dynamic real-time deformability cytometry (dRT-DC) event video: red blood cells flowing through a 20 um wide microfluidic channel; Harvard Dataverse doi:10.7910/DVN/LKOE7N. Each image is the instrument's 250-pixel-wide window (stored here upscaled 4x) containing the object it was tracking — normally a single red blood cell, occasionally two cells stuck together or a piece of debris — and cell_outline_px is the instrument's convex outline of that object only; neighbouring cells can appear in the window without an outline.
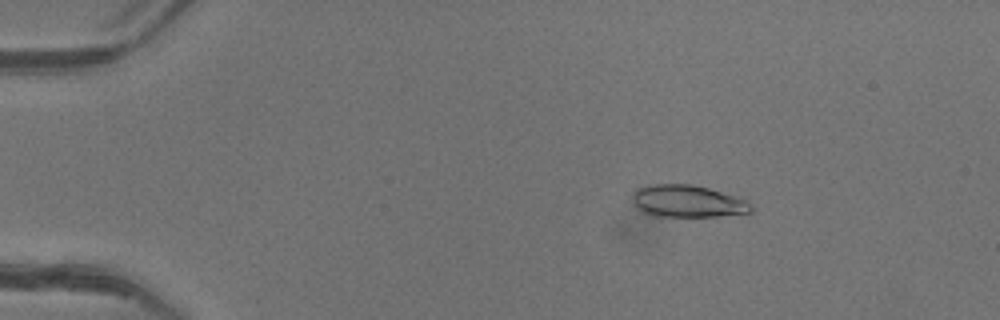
{"species": "common noctule bat (a hibernating species)", "species_latin": "Nyctalus noctula", "temperature_condition": "warm", "stored_images_in_passage": 49, "camera_frame_rate_fps": 3000, "um_per_image_px": 0.085, "animal": {"sex": "female"}, "frame": {"image": 1, "passage_image": 7, "time_ms": 2.0, "image_size_px": [1000, 320], "cell_outline_px": [[752, 212], [720, 216], [652, 216], [640, 212], [632, 196], [640, 188], [652, 184], [692, 184], [708, 188], [744, 200], [752, 204]], "centroid_in_image_um": [58.44, 17.12], "position_along_channel_um": 26.6, "area_um2": 21.91}}
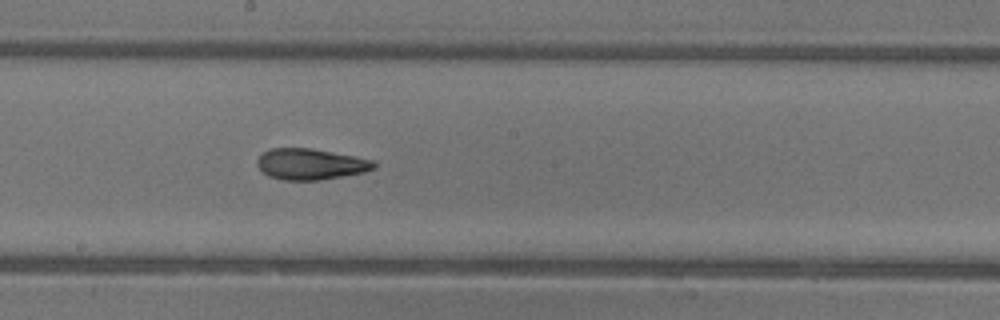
{"frame": {"image": 2, "passage_image": 27, "time_ms": 8.667, "image_size_px": [1000, 320], "cell_outline_px": [[376, 168], [364, 172], [320, 180], [280, 180], [268, 176], [256, 164], [256, 160], [264, 152], [272, 148], [312, 148], [376, 160]], "centroid_in_image_um": [26.42, 13.95], "position_along_channel_um": 221.8, "area_um2": 21.21}}
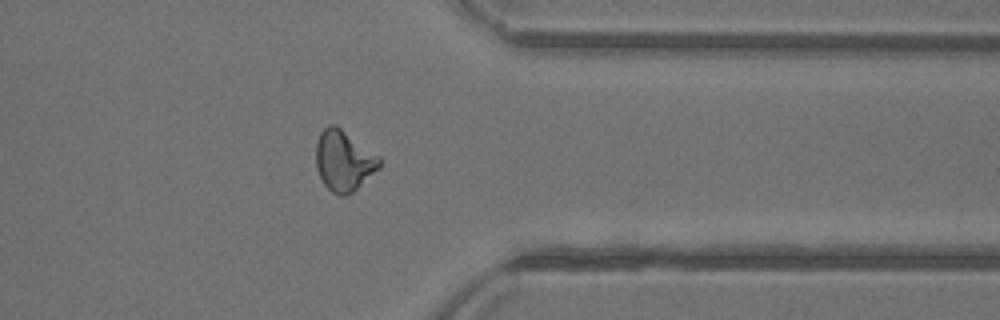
{"frame": {"image": 3, "passage_image": 39, "time_ms": 12.667, "image_size_px": [1000, 320], "cell_outline_px": [[380, 168], [352, 192], [344, 196], [340, 196], [332, 192], [324, 184], [316, 168], [316, 140], [320, 132], [328, 124], [336, 124], [380, 156]], "centroid_in_image_um": [29.21, 13.63], "position_along_channel_um": 382.2, "area_um2": 22.54}, "authors_computed_cell_mechanics": {"area_um2": 21.7328, "velocity_mm_per_s": 4.1828, "shape_relaxation_time_tau1_ms": null, "shape_relaxation_time_tau2_ms": 2.1538, "deformation_change_tau1": null, "deformation_change_tau2": 0.098}}